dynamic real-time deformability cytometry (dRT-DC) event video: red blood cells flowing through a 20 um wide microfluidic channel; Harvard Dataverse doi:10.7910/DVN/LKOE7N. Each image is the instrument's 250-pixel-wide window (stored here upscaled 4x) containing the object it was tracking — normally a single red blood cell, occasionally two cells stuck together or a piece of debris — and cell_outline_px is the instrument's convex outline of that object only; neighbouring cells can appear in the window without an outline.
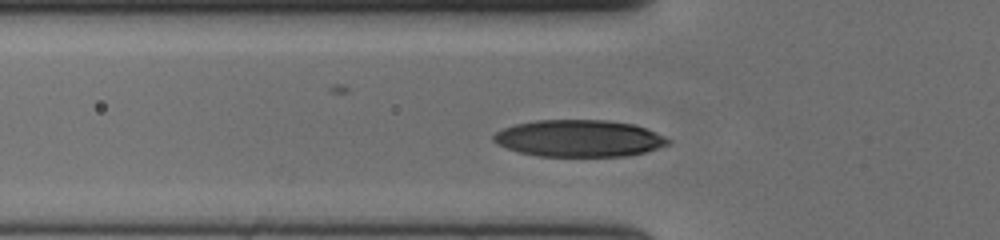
{"species": "human", "species_latin": "Homo sapiens", "temperature_condition": "cold", "stored_images_in_passage": 29, "camera_frame_rate_fps": 3000, "um_per_image_px": 0.085, "donor": {"sex": "female"}, "frame": {"image": 1, "passage_image": 2, "time_ms": 0.333, "image_size_px": [1000, 240], "cell_outline_px": [[672, 144], [644, 152], [628, 156], [536, 156], [520, 152], [496, 144], [492, 140], [492, 136], [496, 132], [504, 128], [516, 124], [536, 120], [608, 120], [636, 124], [656, 132], [672, 140]], "centroid_in_image_um": [49.26, 11.76], "position_along_channel_um": 76.5, "area_um2": 37.74}}
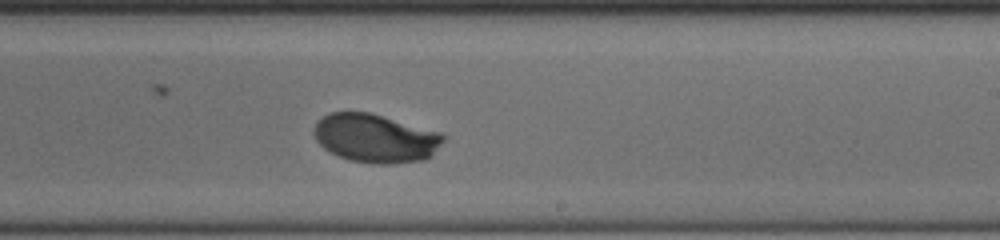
{"frame": {"image": 2, "passage_image": 17, "time_ms": 5.333, "image_size_px": [1000, 240], "cell_outline_px": [[448, 136], [432, 156], [424, 160], [396, 164], [372, 164], [348, 160], [336, 156], [324, 148], [316, 140], [312, 132], [316, 124], [328, 112], [368, 112], [440, 132]], "centroid_in_image_um": [31.93, 11.77], "position_along_channel_um": 257.1, "area_um2": 36.93}}
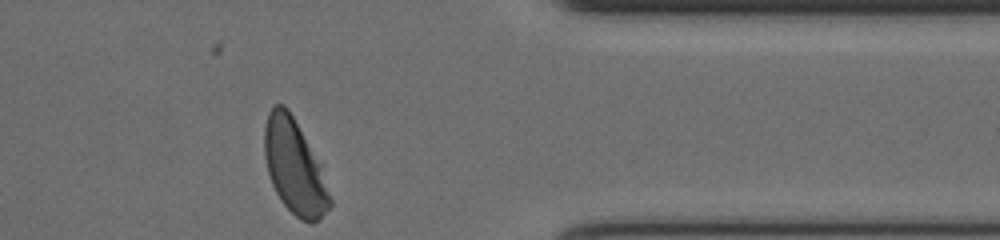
{"frame": {"image": 3, "passage_image": 29, "time_ms": 9.333, "image_size_px": [1000, 240], "cell_outline_px": [[332, 204], [312, 224], [308, 224], [300, 220], [280, 200], [272, 184], [268, 172], [264, 156], [264, 128], [268, 112], [272, 104], [284, 104], [288, 108], [324, 164], [332, 200]], "centroid_in_image_um": [25.07, 14.14], "position_along_channel_um": 386.3, "area_um2": 36.99}, "authors_computed_cell_mechanics": {"area_um2": 37.3388, "velocity_mm_per_s": 3.6225, "shape_relaxation_time_tau1_ms": 3.1526, "shape_relaxation_time_tau2_ms": null, "deformation_change_tau1": 0.1788, "deformation_change_tau2": null}}